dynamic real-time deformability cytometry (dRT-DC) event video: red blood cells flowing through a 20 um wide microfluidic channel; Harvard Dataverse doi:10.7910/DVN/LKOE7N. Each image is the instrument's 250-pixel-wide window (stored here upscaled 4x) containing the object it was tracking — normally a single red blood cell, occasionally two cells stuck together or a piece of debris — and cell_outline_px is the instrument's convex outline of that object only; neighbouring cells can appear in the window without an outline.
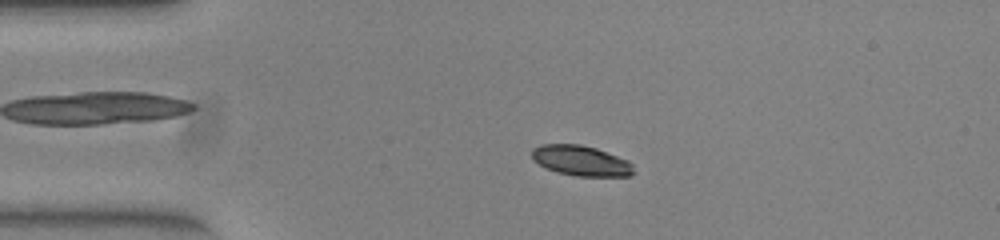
{"species": "common noctule bat (a hibernating species)", "species_latin": "Nyctalus noctula", "temperature_condition": "warm", "stored_images_in_passage": 52, "camera_frame_rate_fps": 3000, "um_per_image_px": 0.085, "animal": {"sex": "female", "body_mass_g": 23.0, "forearm_length_mm": 53.4}, "frame": {"image": 1, "passage_image": 11, "time_ms": 3.333, "image_size_px": [1000, 240], "cell_outline_px": [[636, 172], [628, 176], [576, 176], [544, 168], [532, 160], [532, 148], [540, 144], [580, 144], [596, 148], [628, 160], [632, 164]], "centroid_in_image_um": [49.37, 13.65], "position_along_channel_um": 35.6, "area_um2": 18.09}}
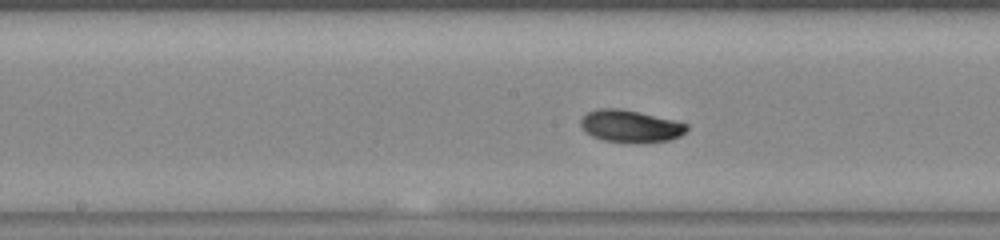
{"frame": {"image": 2, "passage_image": 26, "time_ms": 8.333, "image_size_px": [1000, 240], "cell_outline_px": [[688, 128], [680, 136], [672, 140], [640, 144], [604, 140], [592, 136], [580, 124], [580, 120], [588, 112], [596, 108], [620, 108], [676, 120], [688, 124]], "centroid_in_image_um": [53.63, 10.73], "position_along_channel_um": 194.6, "area_um2": 20.11}}
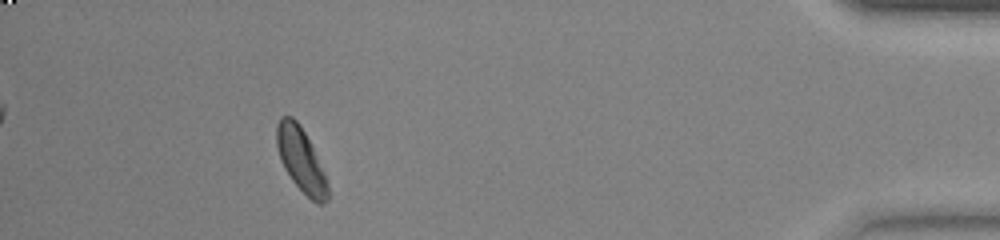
{"frame": {"image": 3, "passage_image": 47, "time_ms": 15.333, "image_size_px": [1000, 240], "cell_outline_px": [[328, 200], [324, 204], [316, 204], [292, 180], [284, 168], [280, 160], [276, 144], [276, 124], [280, 116], [292, 116], [300, 124], [324, 172], [328, 184]], "centroid_in_image_um": [25.56, 13.57], "position_along_channel_um": 409.6, "area_um2": 18.84}, "authors_computed_cell_mechanics": {"area_um2": 19.1318, "velocity_mm_per_s": 3.9393, "shape_relaxation_time_tau1_ms": 6.8644, "shape_relaxation_time_tau2_ms": 4.7855, "deformation_change_tau1": 0.2298, "deformation_change_tau2": 0.0574}}